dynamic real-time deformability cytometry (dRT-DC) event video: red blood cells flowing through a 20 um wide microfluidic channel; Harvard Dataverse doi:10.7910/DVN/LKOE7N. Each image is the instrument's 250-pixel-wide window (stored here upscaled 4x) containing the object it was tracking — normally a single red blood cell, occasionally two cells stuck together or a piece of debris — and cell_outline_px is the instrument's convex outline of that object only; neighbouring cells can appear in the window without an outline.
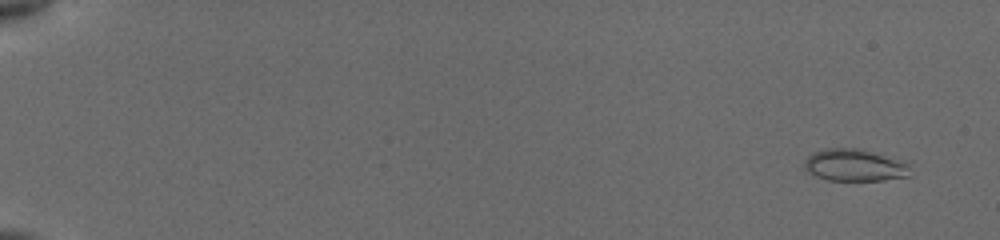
{"species": "common noctule bat (a hibernating species)", "species_latin": "Nyctalus noctula", "temperature_condition": "cold", "stored_images_in_passage": 8, "camera_frame_rate_fps": 3000, "um_per_image_px": 0.085, "animal": {"sex": "female", "body_mass_g": 19.5, "forearm_length_mm": 54.1}, "frame": {"image": 1, "passage_image": 2, "time_ms": 0.667, "image_size_px": [1000, 240], "cell_outline_px": [[908, 176], [884, 180], [828, 180], [816, 176], [808, 172], [804, 168], [804, 160], [812, 152], [828, 148], [864, 148], [904, 160], [908, 164]], "centroid_in_image_um": [72.64, 14.02], "position_along_channel_um": 12.4, "area_um2": 20.06}}
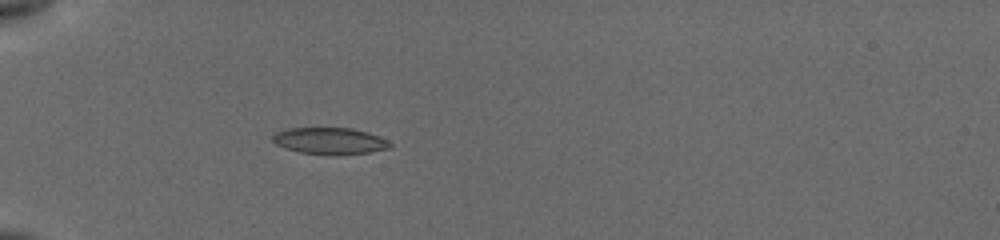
{"frame": {"image": 2, "passage_image": 8, "time_ms": 6.0, "image_size_px": [1000, 240], "cell_outline_px": [[392, 148], [368, 152], [332, 156], [328, 156], [300, 152], [284, 148], [276, 144], [272, 140], [272, 136], [276, 132], [288, 128], [352, 128], [368, 132], [388, 140], [392, 144]], "centroid_in_image_um": [28.04, 11.99], "position_along_channel_um": 57.0, "area_um2": 18.5}}